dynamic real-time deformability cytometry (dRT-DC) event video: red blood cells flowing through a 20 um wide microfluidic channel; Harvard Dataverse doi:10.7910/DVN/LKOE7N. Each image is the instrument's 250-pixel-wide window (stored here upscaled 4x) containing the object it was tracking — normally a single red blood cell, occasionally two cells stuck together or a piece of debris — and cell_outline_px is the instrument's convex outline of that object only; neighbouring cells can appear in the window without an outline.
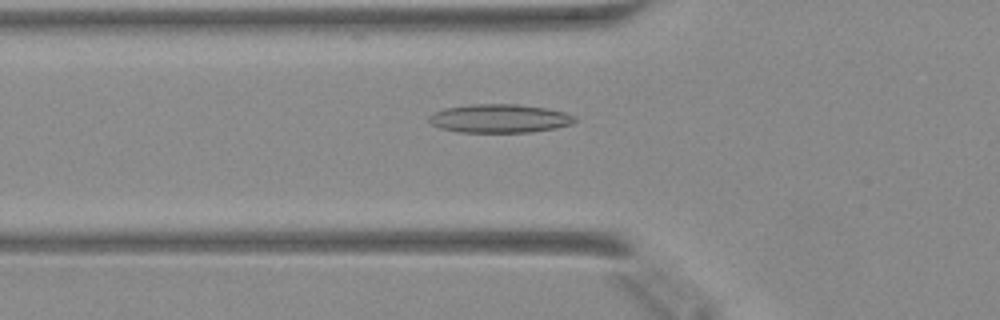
{"species": "Egyptian fruit bat (a non-hibernating species)", "species_latin": "Rousettus aegyptiacus", "temperature_condition": "warm", "stored_images_in_passage": 42, "camera_frame_rate_fps": 3000, "um_per_image_px": 0.085, "animal": {"sex": "female"}, "frame": {"image": 1, "passage_image": 11, "time_ms": 3.333, "image_size_px": [1000, 320], "cell_outline_px": [[576, 120], [568, 124], [556, 128], [528, 132], [456, 132], [440, 128], [432, 124], [428, 120], [428, 116], [432, 112], [444, 108], [472, 104], [516, 104], [548, 108], [564, 112], [576, 116]], "centroid_in_image_um": [42.42, 10.06], "position_along_channel_um": 83.4, "area_um2": 24.33}}
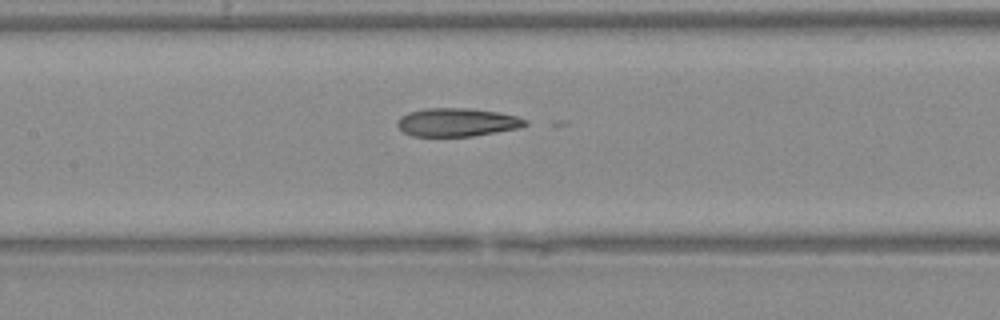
{"frame": {"image": 2, "passage_image": 17, "time_ms": 5.333, "image_size_px": [1000, 320], "cell_outline_px": [[528, 124], [516, 128], [472, 136], [412, 136], [404, 132], [396, 124], [400, 116], [408, 112], [424, 108], [468, 108], [496, 112], [516, 116], [528, 120]], "centroid_in_image_um": [38.8, 10.38], "position_along_channel_um": 168.6, "area_um2": 20.92}}
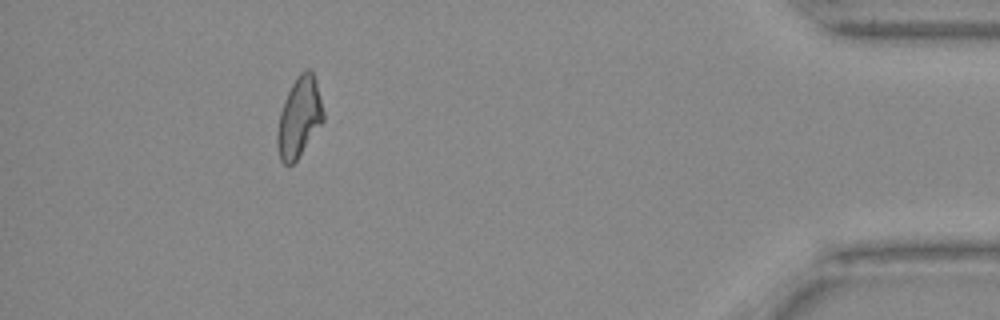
{"frame": {"image": 3, "passage_image": 38, "time_ms": 12.333, "image_size_px": [1000, 320], "cell_outline_px": [[324, 120], [296, 160], [292, 164], [284, 164], [280, 160], [276, 144], [276, 132], [280, 112], [284, 100], [296, 76], [304, 68], [308, 68], [312, 72], [316, 80], [324, 112]], "centroid_in_image_um": [25.41, 9.95], "position_along_channel_um": 409.8, "area_um2": 21.44}}